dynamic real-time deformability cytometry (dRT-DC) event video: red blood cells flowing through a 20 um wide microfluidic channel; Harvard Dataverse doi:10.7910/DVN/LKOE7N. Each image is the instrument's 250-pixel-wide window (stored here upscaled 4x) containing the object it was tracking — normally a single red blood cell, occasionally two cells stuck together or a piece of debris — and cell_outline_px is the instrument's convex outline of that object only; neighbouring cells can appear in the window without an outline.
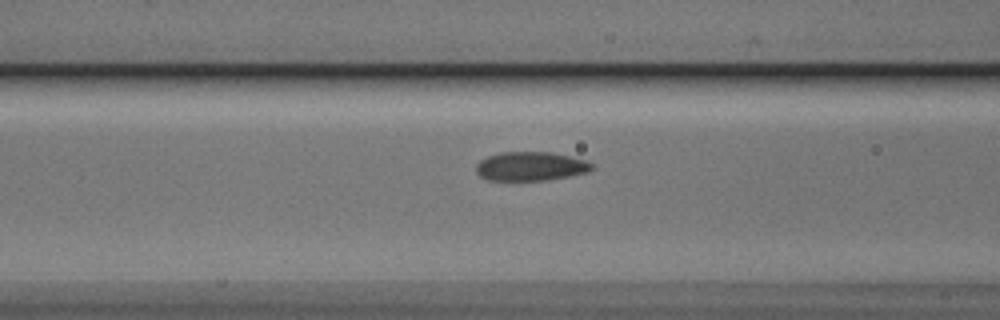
{"species": "Egyptian fruit bat (a non-hibernating species)", "species_latin": "Rousettus aegyptiacus", "temperature_condition": "cold", "stored_images_in_passage": 39, "camera_frame_rate_fps": 3000, "um_per_image_px": 0.085, "animal": {"sex": "male"}, "frame": {"image": 1, "passage_image": 17, "time_ms": 5.333, "image_size_px": [1000, 320], "cell_outline_px": [[592, 168], [584, 172], [568, 176], [548, 180], [488, 180], [480, 176], [476, 172], [476, 164], [480, 160], [488, 156], [500, 152], [552, 152], [584, 160], [592, 164]], "centroid_in_image_um": [45.04, 14.13], "position_along_channel_um": 121.6, "area_um2": 19.31}}
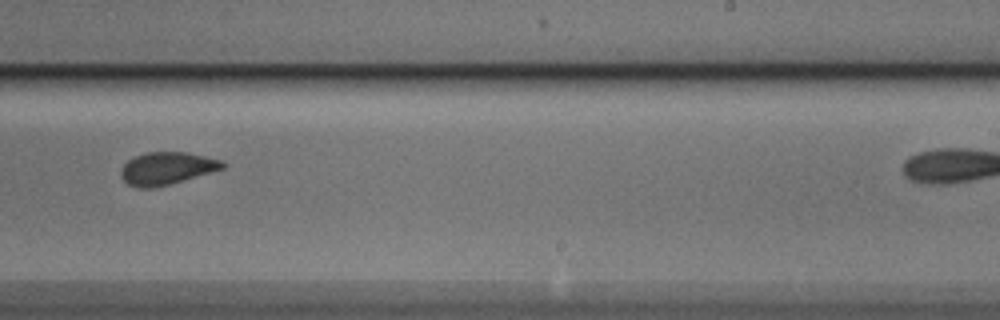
{"frame": {"image": 2, "passage_image": 29, "time_ms": 9.333, "image_size_px": [1000, 320], "cell_outline_px": [[224, 168], [168, 184], [152, 188], [140, 188], [128, 184], [120, 176], [120, 172], [124, 164], [128, 160], [136, 156], [148, 152], [184, 152], [204, 156], [220, 160], [224, 164]], "centroid_in_image_um": [14.13, 14.31], "position_along_channel_um": 274.9, "area_um2": 18.79}}
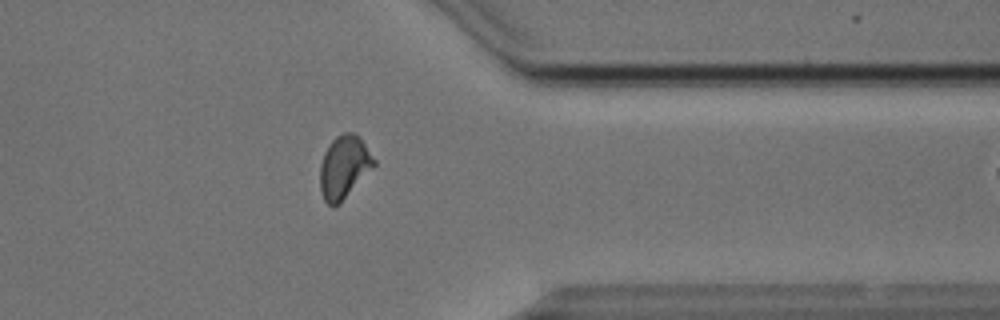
{"frame": {"image": 3, "passage_image": 38, "time_ms": 12.333, "image_size_px": [1000, 320], "cell_outline_px": [[376, 164], [336, 204], [328, 204], [324, 200], [320, 188], [320, 164], [324, 152], [328, 144], [336, 136], [344, 132], [356, 132], [360, 136], [376, 160]], "centroid_in_image_um": [29.23, 14.09], "position_along_channel_um": 382.2, "area_um2": 19.31}}